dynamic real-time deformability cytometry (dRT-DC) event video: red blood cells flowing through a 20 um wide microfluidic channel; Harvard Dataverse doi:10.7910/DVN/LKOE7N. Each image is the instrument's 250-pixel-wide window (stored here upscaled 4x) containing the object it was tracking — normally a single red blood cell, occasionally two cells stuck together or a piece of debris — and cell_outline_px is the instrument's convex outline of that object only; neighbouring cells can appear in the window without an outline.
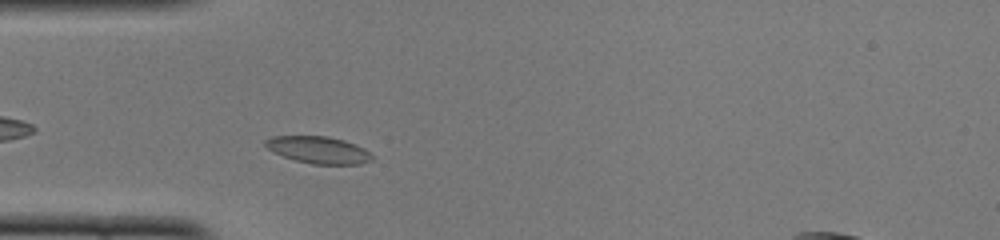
{"species": "common noctule bat (a hibernating species)", "species_latin": "Nyctalus noctula", "temperature_condition": "cold", "stored_images_in_passage": 42, "camera_frame_rate_fps": 3000, "um_per_image_px": 0.085, "animal": {"sex": "female", "body_mass_g": 22.0, "forearm_length_mm": 56.7}, "frame": {"image": 1, "passage_image": 5, "time_ms": 1.333, "image_size_px": [1000, 240], "cell_outline_px": [[372, 160], [360, 164], [312, 164], [296, 160], [272, 152], [264, 144], [264, 140], [272, 136], [328, 136], [344, 140], [356, 144], [364, 148], [372, 156]], "centroid_in_image_um": [27.05, 12.73], "position_along_channel_um": 57.9, "area_um2": 16.76}}
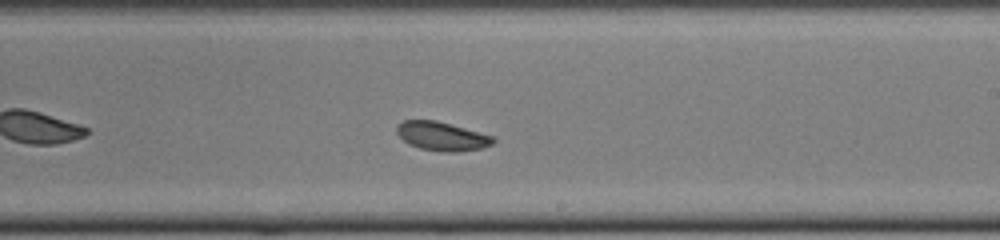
{"frame": {"image": 2, "passage_image": 20, "time_ms": 6.333, "image_size_px": [1000, 240], "cell_outline_px": [[496, 140], [492, 144], [480, 148], [456, 152], [444, 152], [420, 148], [408, 144], [396, 132], [396, 128], [404, 120], [436, 120], [496, 136]], "centroid_in_image_um": [37.6, 11.58], "position_along_channel_um": 251.4, "area_um2": 16.18}}
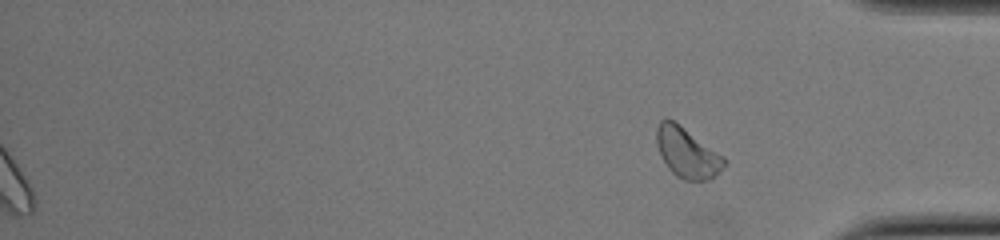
{"frame": {"image": 3, "passage_image": 42, "time_ms": 13.667, "image_size_px": [1000, 240], "cell_outline_px": [[728, 164], [724, 168], [708, 180], [684, 180], [676, 176], [668, 168], [660, 156], [656, 140], [656, 128], [660, 120], [672, 120], [680, 124], [724, 156]], "centroid_in_image_um": [58.41, 12.99], "position_along_channel_um": 376.8, "area_um2": 19.83}, "authors_computed_cell_mechanics": {"area_um2": 16.8487, "velocity_mm_per_s": 3.9416, "shape_relaxation_time_tau1_ms": 1.7652, "shape_relaxation_time_tau2_ms": 5.7254, "deformation_change_tau1": 0.065, "deformation_change_tau2": 0.1054}}